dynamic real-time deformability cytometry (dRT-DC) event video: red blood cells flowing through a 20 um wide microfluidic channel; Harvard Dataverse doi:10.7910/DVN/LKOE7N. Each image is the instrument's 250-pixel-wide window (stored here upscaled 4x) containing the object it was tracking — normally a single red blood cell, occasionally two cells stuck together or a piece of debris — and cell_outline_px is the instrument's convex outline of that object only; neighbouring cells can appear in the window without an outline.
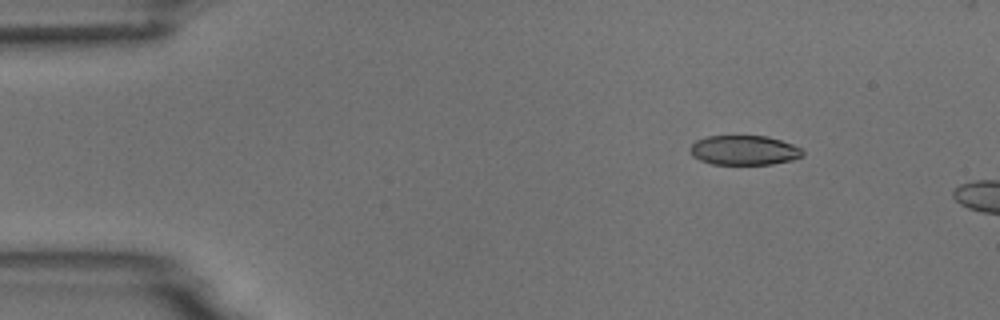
{"species": "common noctule bat (a hibernating species)", "species_latin": "Nyctalus noctula", "temperature_condition": "room temperature", "stored_images_in_passage": 4, "camera_frame_rate_fps": 3000, "um_per_image_px": 0.085, "animal": {"sex": "male", "body_mass_g": 18.8}, "frame": {"image": 1, "passage_image": 2, "time_ms": 1.333, "image_size_px": [1000, 320], "cell_outline_px": [[804, 156], [792, 160], [772, 164], [712, 164], [700, 160], [692, 156], [688, 152], [688, 148], [696, 140], [708, 136], [768, 136], [792, 144], [800, 148], [804, 152]], "centroid_in_image_um": [63.22, 12.77], "position_along_channel_um": 21.8, "area_um2": 19.54}}